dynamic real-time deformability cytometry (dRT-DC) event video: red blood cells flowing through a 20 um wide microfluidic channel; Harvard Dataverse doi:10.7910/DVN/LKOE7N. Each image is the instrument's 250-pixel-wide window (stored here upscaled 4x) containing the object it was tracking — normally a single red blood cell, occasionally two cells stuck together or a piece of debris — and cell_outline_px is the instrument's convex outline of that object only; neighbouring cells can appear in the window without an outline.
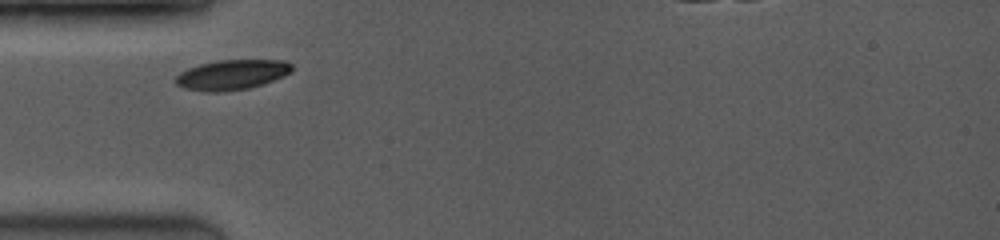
{"species": "common noctule bat (a hibernating species)", "species_latin": "Nyctalus noctula", "temperature_condition": "room temperature", "stored_images_in_passage": 2, "camera_frame_rate_fps": 3500, "um_per_image_px": 0.085, "animal": {"sex": "female", "body_mass_g": 19.0, "forearm_length_mm": 53.3}, "frame": {"image": 1, "passage_image": 1, "time_ms": 0.0, "image_size_px": [1000, 240], "cell_outline_px": [[292, 72], [284, 76], [264, 84], [248, 88], [220, 92], [204, 92], [184, 88], [176, 84], [176, 76], [180, 72], [188, 68], [200, 64], [216, 60], [284, 60], [292, 64]], "centroid_in_image_um": [19.72, 6.35], "position_along_channel_um": 65.3, "area_um2": 20.46}}
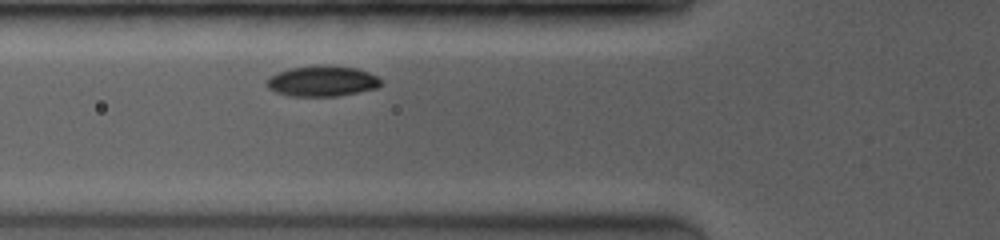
{"frame": {"image": 2, "passage_image": 2, "time_ms": 0.857, "image_size_px": [1000, 240], "cell_outline_px": [[380, 84], [376, 88], [336, 96], [288, 96], [276, 92], [268, 88], [268, 80], [272, 76], [280, 72], [292, 68], [356, 68], [368, 72], [376, 76], [380, 80]], "centroid_in_image_um": [27.39, 6.95], "position_along_channel_um": 98.4, "area_um2": 19.07}}